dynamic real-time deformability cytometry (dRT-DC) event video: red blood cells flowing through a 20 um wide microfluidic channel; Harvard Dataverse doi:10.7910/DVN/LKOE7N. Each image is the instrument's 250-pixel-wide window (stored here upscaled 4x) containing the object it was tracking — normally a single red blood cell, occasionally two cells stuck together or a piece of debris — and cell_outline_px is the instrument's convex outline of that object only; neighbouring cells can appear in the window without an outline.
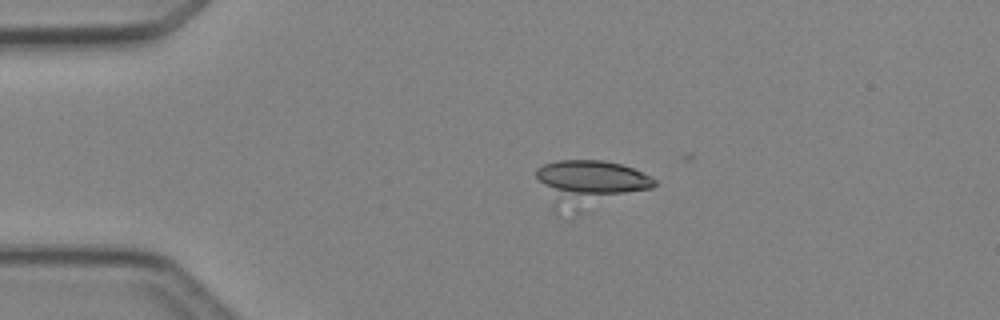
{"species": "Egyptian fruit bat (a non-hibernating species)", "species_latin": "Rousettus aegyptiacus", "temperature_condition": "cold", "stored_images_in_passage": 2, "camera_frame_rate_fps": 3000, "um_per_image_px": 0.085, "animal": {"sex": "female"}, "frame": {"image": 1, "passage_image": 1, "time_ms": 0.0, "image_size_px": [1000, 320], "cell_outline_px": [[640, 176], [636, 188], [568, 188], [576, 164], [612, 164], [628, 168], [636, 172]], "centroid_in_image_um": [51.29, 15.03], "position_along_channel_um": 33.7, "area_um2": 10.75}}